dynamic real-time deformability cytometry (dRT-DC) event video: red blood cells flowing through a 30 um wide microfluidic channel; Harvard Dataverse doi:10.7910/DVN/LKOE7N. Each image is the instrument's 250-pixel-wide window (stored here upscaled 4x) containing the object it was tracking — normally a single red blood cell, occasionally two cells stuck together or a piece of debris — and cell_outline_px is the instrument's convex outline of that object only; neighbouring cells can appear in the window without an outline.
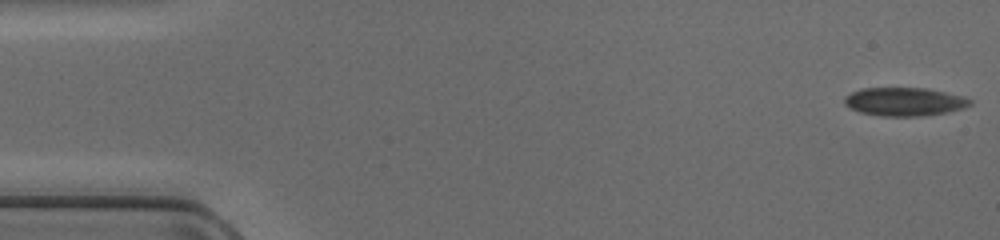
{"species": "common noctule bat (a hibernating species)", "species_latin": "Nyctalus noctula", "temperature_condition": "cold", "stored_images_in_passage": 48, "camera_frame_rate_fps": 3000, "um_per_image_px": 0.085, "animal": {"sex": "female", "body_mass_g": 17.0, "forearm_length_mm": 48.0}, "frame": {"image": 1, "passage_image": 1, "time_ms": 0.0, "image_size_px": [1000, 240], "cell_outline_px": [[972, 104], [964, 108], [948, 112], [920, 116], [880, 116], [860, 112], [844, 104], [844, 96], [860, 88], [928, 88], [964, 96], [972, 100]], "centroid_in_image_um": [76.9, 8.64], "position_along_channel_um": 8.1, "area_um2": 20.92}}
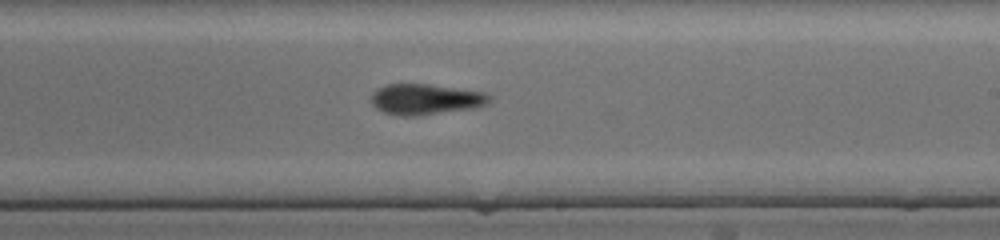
{"frame": {"image": 2, "passage_image": 28, "time_ms": 9.0, "image_size_px": [1000, 240], "cell_outline_px": [[492, 100], [488, 104], [476, 108], [416, 116], [400, 116], [384, 112], [376, 108], [372, 104], [372, 92], [376, 88], [384, 84], [428, 84], [488, 92], [492, 96]], "centroid_in_image_um": [36.22, 8.43], "position_along_channel_um": 252.8, "area_um2": 21.56}}
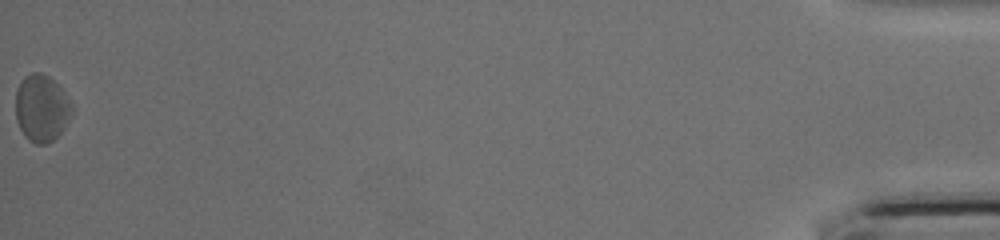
{"frame": {"image": 3, "passage_image": 48, "time_ms": 15.667, "image_size_px": [1000, 240], "cell_outline_px": [[72, 112], [68, 120], [60, 132], [52, 140], [44, 144], [36, 144], [28, 140], [24, 136], [16, 120], [16, 92], [20, 80], [24, 76], [32, 72], [40, 72], [48, 76], [64, 92], [72, 104]], "centroid_in_image_um": [3.5, 9.18], "position_along_channel_um": 431.7, "area_um2": 21.79}}